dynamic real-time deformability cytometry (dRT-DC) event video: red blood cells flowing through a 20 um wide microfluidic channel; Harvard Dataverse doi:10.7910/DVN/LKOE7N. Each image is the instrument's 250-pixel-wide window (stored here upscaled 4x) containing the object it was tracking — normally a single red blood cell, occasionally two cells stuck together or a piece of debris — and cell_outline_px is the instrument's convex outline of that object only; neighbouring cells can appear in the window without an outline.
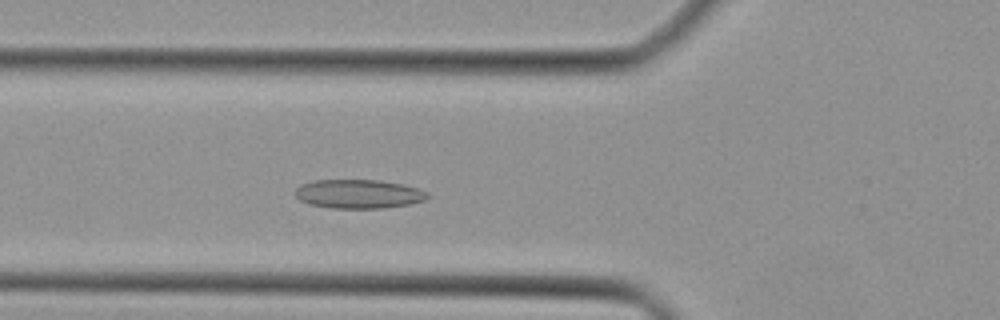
{"species": "Egyptian fruit bat (a non-hibernating species)", "species_latin": "Rousettus aegyptiacus", "temperature_condition": "cold", "stored_images_in_passage": 39, "camera_frame_rate_fps": 3000, "um_per_image_px": 0.085, "animal": {"sex": "female"}, "frame": {"image": 1, "passage_image": 11, "time_ms": 3.333, "image_size_px": [1000, 320], "cell_outline_px": [[428, 196], [424, 200], [408, 204], [384, 208], [332, 208], [308, 204], [300, 200], [296, 196], [296, 188], [300, 184], [312, 180], [380, 180], [404, 184], [420, 188], [428, 192]], "centroid_in_image_um": [30.48, 16.47], "position_along_channel_um": 95.3, "area_um2": 22.43}}
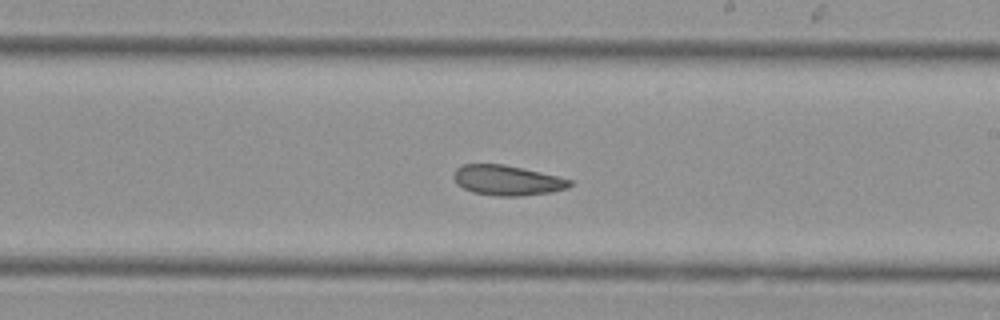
{"frame": {"image": 2, "passage_image": 21, "time_ms": 6.667, "image_size_px": [1000, 320], "cell_outline_px": [[572, 184], [568, 188], [552, 192], [520, 196], [496, 196], [472, 192], [456, 184], [452, 176], [456, 168], [464, 164], [504, 164], [540, 172], [572, 180]], "centroid_in_image_um": [43.08, 15.33], "position_along_channel_um": 245.9, "area_um2": 20.4}}
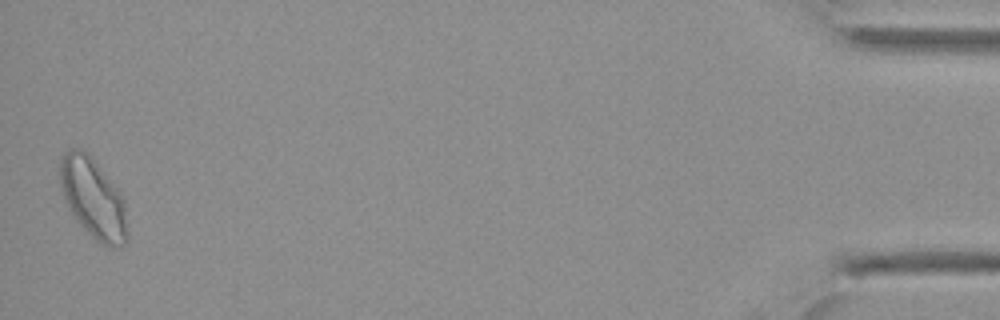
{"frame": {"image": 3, "passage_image": 39, "time_ms": 12.667, "image_size_px": [1000, 320], "cell_outline_px": [[128, 240], [120, 248], [108, 248], [100, 244], [80, 224], [68, 208], [60, 188], [60, 156], [64, 152], [72, 148], [80, 148], [88, 152], [92, 156], [120, 192], [124, 200], [128, 232]], "centroid_in_image_um": [7.93, 16.86], "position_along_channel_um": 427.3, "area_um2": 31.91}}